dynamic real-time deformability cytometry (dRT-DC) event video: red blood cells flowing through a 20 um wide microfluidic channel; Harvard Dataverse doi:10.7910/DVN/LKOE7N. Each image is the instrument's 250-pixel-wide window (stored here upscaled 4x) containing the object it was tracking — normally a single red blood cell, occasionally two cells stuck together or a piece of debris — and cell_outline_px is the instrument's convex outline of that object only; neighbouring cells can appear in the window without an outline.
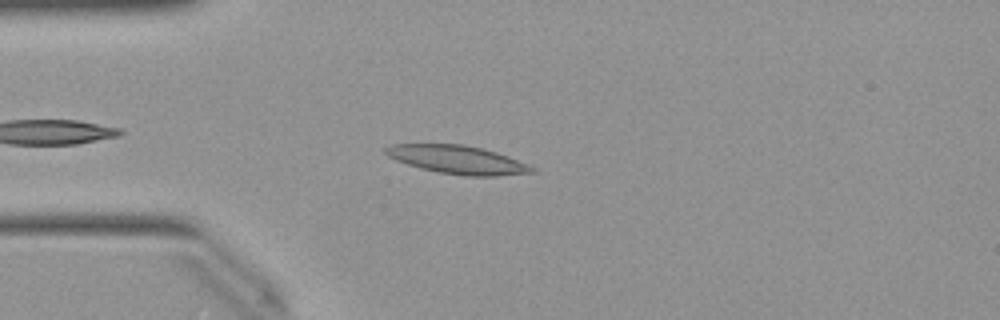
{"species": "Egyptian fruit bat (a non-hibernating species)", "species_latin": "Rousettus aegyptiacus", "temperature_condition": "warm", "stored_images_in_passage": 40, "camera_frame_rate_fps": 3000, "um_per_image_px": 0.085, "animal": {"sex": "female"}, "frame": {"image": 1, "passage_image": 5, "time_ms": 1.333, "image_size_px": [1000, 320], "cell_outline_px": [[536, 172], [496, 176], [464, 176], [440, 172], [420, 168], [396, 160], [388, 156], [384, 152], [384, 148], [392, 144], [464, 144], [496, 152], [508, 156], [528, 164], [536, 168]], "centroid_in_image_um": [38.9, 13.57], "position_along_channel_um": 46.1, "area_um2": 24.1}}
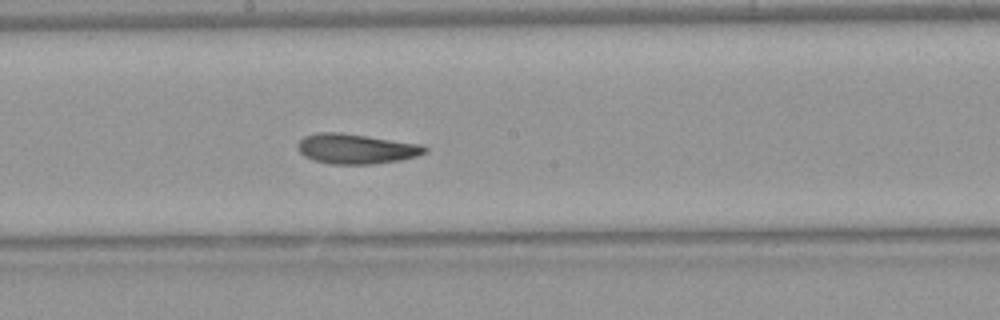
{"frame": {"image": 2, "passage_image": 19, "time_ms": 6.0, "image_size_px": [1000, 320], "cell_outline_px": [[428, 152], [416, 156], [400, 160], [372, 164], [328, 164], [312, 160], [304, 156], [300, 152], [296, 144], [304, 136], [316, 132], [340, 132], [424, 144], [428, 148]], "centroid_in_image_um": [30.27, 12.64], "position_along_channel_um": 217.9, "area_um2": 22.54}}
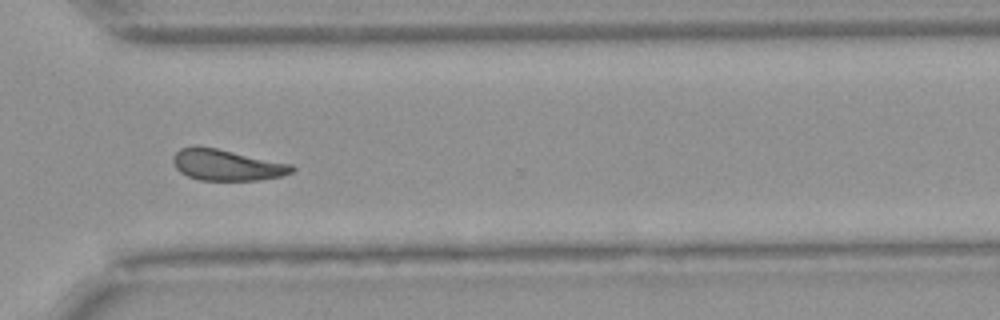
{"frame": {"image": 3, "passage_image": 29, "time_ms": 9.333, "image_size_px": [1000, 320], "cell_outline_px": [[296, 168], [292, 172], [284, 176], [256, 180], [200, 180], [188, 176], [180, 172], [176, 168], [172, 160], [172, 156], [180, 148], [196, 144], [216, 148], [292, 164]], "centroid_in_image_um": [19.25, 14.01], "position_along_channel_um": 351.4, "area_um2": 21.73}, "authors_computed_cell_mechanics": {"area_um2": 21.7906, "velocity_mm_per_s": 3.9935, "shape_relaxation_time_tau1_ms": null, "shape_relaxation_time_tau2_ms": 5.0748, "deformation_change_tau1": null, "deformation_change_tau2": 0.1452}}